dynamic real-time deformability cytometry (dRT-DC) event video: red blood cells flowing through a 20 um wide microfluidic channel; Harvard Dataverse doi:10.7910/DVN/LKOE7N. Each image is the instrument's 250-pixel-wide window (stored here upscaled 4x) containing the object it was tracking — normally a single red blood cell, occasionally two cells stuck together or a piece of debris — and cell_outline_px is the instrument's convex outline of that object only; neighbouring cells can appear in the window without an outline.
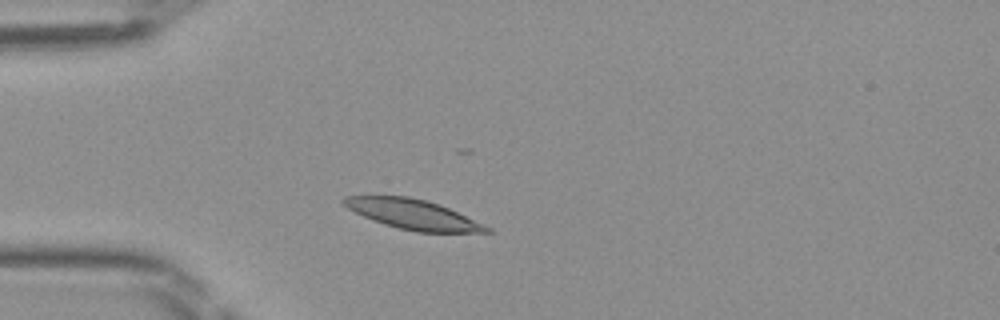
{"species": "Egyptian fruit bat (a non-hibernating species)", "species_latin": "Rousettus aegyptiacus", "temperature_condition": "room temperature", "stored_images_in_passage": 36, "camera_frame_rate_fps": 3000, "um_per_image_px": 0.085, "frame": {"image": 1, "passage_image": 1, "time_ms": 0.0, "image_size_px": [1000, 320], "cell_outline_px": [[492, 232], [416, 232], [384, 224], [364, 216], [348, 208], [340, 200], [344, 196], [408, 196], [424, 200], [448, 208], [484, 224], [492, 228]], "centroid_in_image_um": [35.1, 18.22], "position_along_channel_um": 49.9, "area_um2": 24.33}}
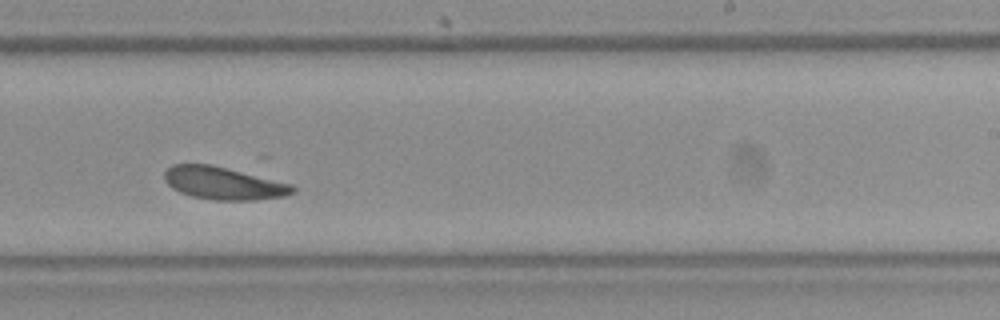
{"frame": {"image": 2, "passage_image": 18, "time_ms": 5.667, "image_size_px": [1000, 320], "cell_outline_px": [[296, 188], [292, 192], [284, 196], [256, 200], [212, 200], [192, 196], [180, 192], [172, 188], [164, 180], [164, 172], [172, 164], [212, 164], [292, 184]], "centroid_in_image_um": [18.97, 15.57], "position_along_channel_um": 270.0, "area_um2": 24.33}}
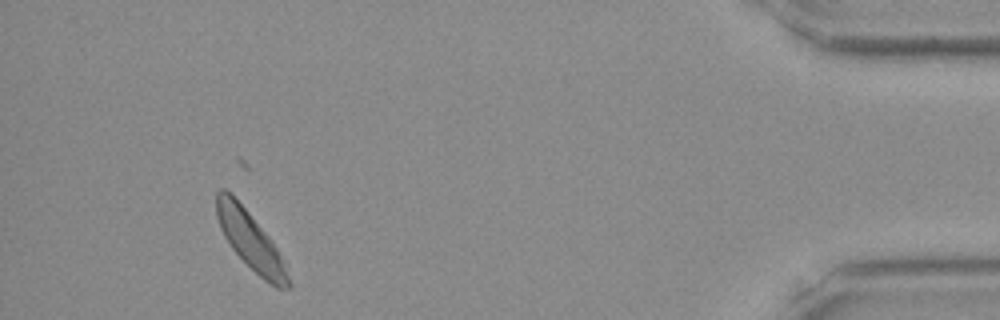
{"frame": {"image": 3, "passage_image": 33, "time_ms": 10.667, "image_size_px": [1000, 320], "cell_outline_px": [[292, 288], [276, 288], [264, 280], [232, 248], [224, 236], [220, 228], [216, 216], [216, 192], [220, 188], [224, 188], [248, 212], [268, 236], [276, 248], [280, 256], [292, 284]], "centroid_in_image_um": [21.27, 20.46], "position_along_channel_um": 413.9, "area_um2": 23.41}}